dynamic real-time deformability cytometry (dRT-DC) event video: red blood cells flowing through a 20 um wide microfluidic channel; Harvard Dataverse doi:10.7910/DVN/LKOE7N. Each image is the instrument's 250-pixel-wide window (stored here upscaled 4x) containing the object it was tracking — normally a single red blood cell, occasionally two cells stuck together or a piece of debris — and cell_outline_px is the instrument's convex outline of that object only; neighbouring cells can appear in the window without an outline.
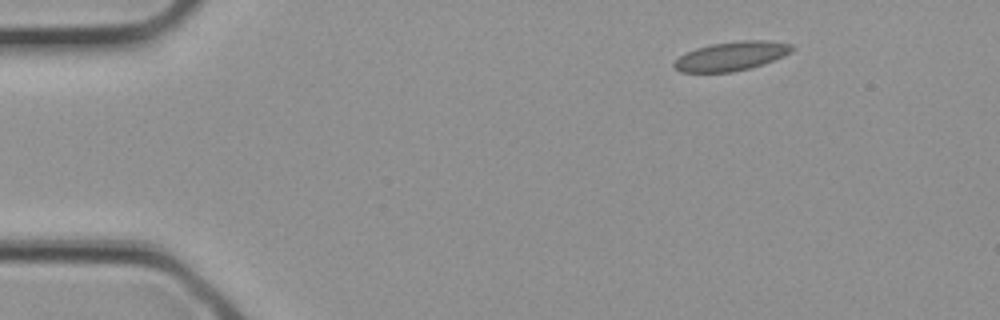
{"species": "common noctule bat (a hibernating species)", "species_latin": "Nyctalus noctula", "temperature_condition": "cold", "stored_images_in_passage": 2, "camera_frame_rate_fps": 3000, "um_per_image_px": 0.085, "animal": {"sex": "female", "body_mass_g": 21.9}, "frame": {"image": 1, "passage_image": 1, "time_ms": 0.0, "image_size_px": [1000, 320], "cell_outline_px": [[796, 48], [792, 52], [784, 56], [764, 64], [752, 68], [732, 72], [680, 72], [672, 64], [680, 56], [696, 48], [712, 44], [740, 40], [764, 40], [792, 44]], "centroid_in_image_um": [62.22, 4.77], "position_along_channel_um": 22.8, "area_um2": 20.0}}